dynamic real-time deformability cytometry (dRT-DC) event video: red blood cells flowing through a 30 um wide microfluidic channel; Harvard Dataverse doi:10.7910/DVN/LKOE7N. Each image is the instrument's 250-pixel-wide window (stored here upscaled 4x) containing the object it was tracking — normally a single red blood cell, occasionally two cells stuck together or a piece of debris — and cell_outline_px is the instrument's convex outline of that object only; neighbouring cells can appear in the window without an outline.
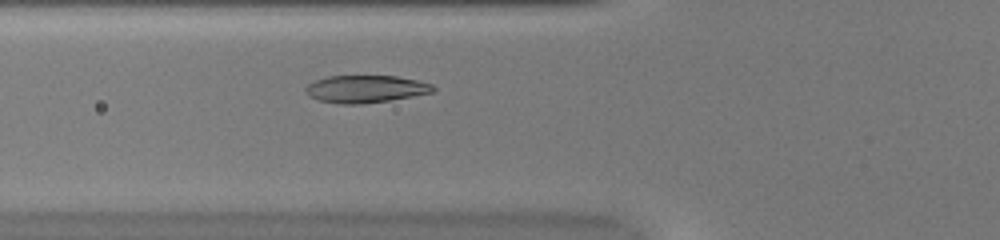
{"species": "common noctule bat (a hibernating species)", "species_latin": "Nyctalus noctula", "temperature_condition": "warm", "stored_images_in_passage": 41, "camera_frame_rate_fps": 3000, "um_per_image_px": 0.085, "animal": {"sex": "female", "body_mass_g": 20.0, "forearm_length_mm": 54.0}, "frame": {"image": 1, "passage_image": 9, "time_ms": 2.667, "image_size_px": [1000, 240], "cell_outline_px": [[436, 88], [432, 92], [412, 96], [388, 100], [360, 104], [340, 104], [320, 100], [308, 96], [304, 92], [304, 88], [308, 84], [316, 80], [328, 76], [396, 76], [416, 80], [432, 84]], "centroid_in_image_um": [31.04, 7.56], "position_along_channel_um": 94.8, "area_um2": 20.23}}
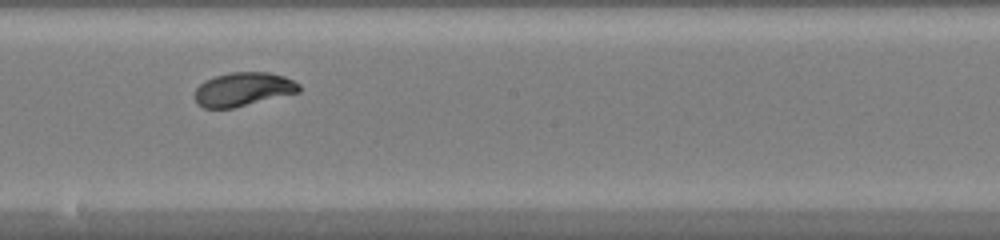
{"frame": {"image": 2, "passage_image": 19, "time_ms": 6.0, "image_size_px": [1000, 240], "cell_outline_px": [[300, 92], [232, 108], [204, 108], [196, 104], [192, 96], [196, 88], [204, 80], [216, 76], [232, 72], [268, 72], [284, 76], [300, 84]], "centroid_in_image_um": [20.62, 7.59], "position_along_channel_um": 227.6, "area_um2": 20.63}}
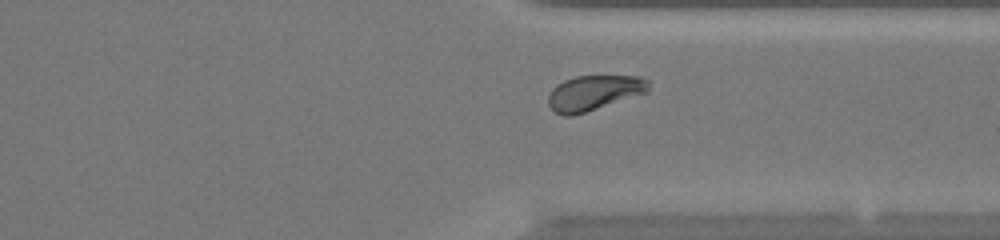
{"frame": {"image": 3, "passage_image": 29, "time_ms": 9.333, "image_size_px": [1000, 240], "cell_outline_px": [[648, 92], [572, 116], [564, 116], [556, 112], [548, 104], [548, 96], [552, 88], [556, 84], [564, 80], [576, 76], [644, 76], [648, 80]], "centroid_in_image_um": [50.47, 7.87], "position_along_channel_um": 360.9, "area_um2": 20.4}, "authors_computed_cell_mechanics": {"area_um2": 20.808, "velocity_mm_per_s": 3.9877, "shape_relaxation_time_tau1_ms": 2.6659, "shape_relaxation_time_tau2_ms": null, "deformation_change_tau1": 0.1629, "deformation_change_tau2": null}}